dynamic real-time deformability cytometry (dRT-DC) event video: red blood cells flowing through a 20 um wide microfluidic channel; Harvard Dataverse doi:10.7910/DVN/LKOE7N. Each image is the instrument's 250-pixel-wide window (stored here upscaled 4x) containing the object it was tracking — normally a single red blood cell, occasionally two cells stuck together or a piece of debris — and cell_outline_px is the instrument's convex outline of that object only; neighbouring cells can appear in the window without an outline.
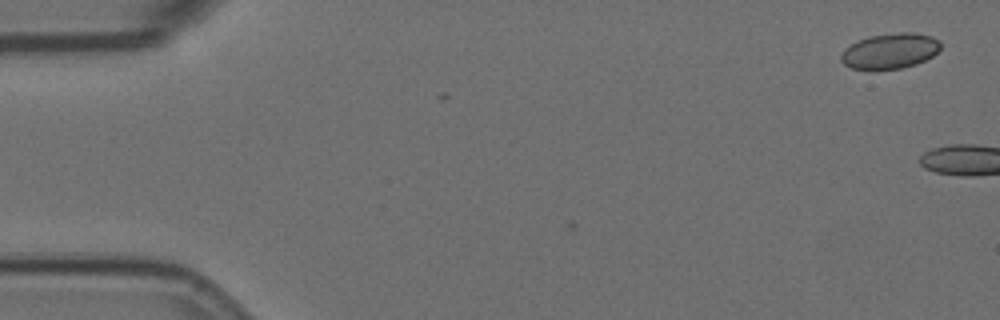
{"species": "Egyptian fruit bat (a non-hibernating species)", "species_latin": "Rousettus aegyptiacus", "temperature_condition": "room temperature", "stored_images_in_passage": 4, "camera_frame_rate_fps": 3000, "um_per_image_px": 0.085, "animal": {"sex": "female"}, "frame": {"image": 1, "passage_image": 1, "time_ms": 0.0, "image_size_px": [1000, 320], "cell_outline_px": [[940, 48], [932, 56], [916, 64], [900, 68], [852, 68], [844, 64], [840, 60], [840, 56], [844, 48], [868, 36], [900, 32], [912, 32], [932, 36], [940, 40]], "centroid_in_image_um": [75.66, 4.31], "position_along_channel_um": 9.3, "area_um2": 20.23}}